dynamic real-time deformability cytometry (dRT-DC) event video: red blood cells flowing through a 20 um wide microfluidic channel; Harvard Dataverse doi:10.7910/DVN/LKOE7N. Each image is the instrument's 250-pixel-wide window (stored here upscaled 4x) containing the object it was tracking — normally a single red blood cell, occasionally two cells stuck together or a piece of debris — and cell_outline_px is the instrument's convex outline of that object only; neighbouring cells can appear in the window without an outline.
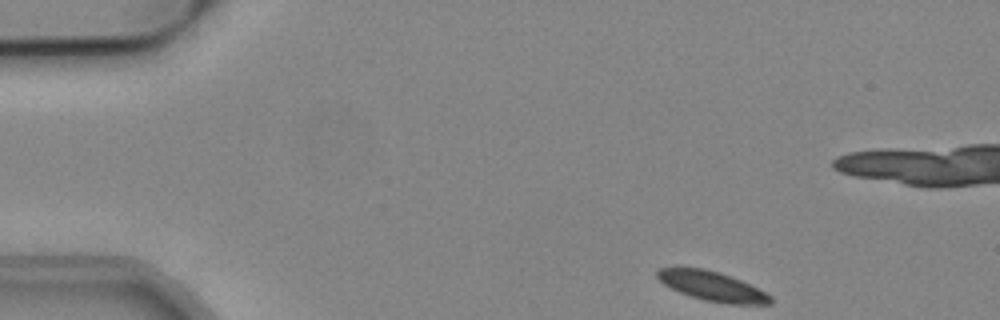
{"species": "common noctule bat (a hibernating species)", "species_latin": "Nyctalus noctula", "temperature_condition": "cold", "stored_images_in_passage": 11, "camera_frame_rate_fps": 3000, "um_per_image_px": 0.085, "animal": {"sex": "male", "body_mass_g": 19.2, "forearm_length_mm": 51.8}, "frame": {"image": 1, "passage_image": 1, "time_ms": 0.0, "image_size_px": [1000, 320], "cell_outline_px": [[772, 304], [728, 304], [704, 300], [680, 292], [664, 284], [656, 276], [656, 272], [660, 268], [704, 268], [740, 280], [772, 296]], "centroid_in_image_um": [60.54, 24.34], "position_along_channel_um": 24.5, "area_um2": 18.96}}